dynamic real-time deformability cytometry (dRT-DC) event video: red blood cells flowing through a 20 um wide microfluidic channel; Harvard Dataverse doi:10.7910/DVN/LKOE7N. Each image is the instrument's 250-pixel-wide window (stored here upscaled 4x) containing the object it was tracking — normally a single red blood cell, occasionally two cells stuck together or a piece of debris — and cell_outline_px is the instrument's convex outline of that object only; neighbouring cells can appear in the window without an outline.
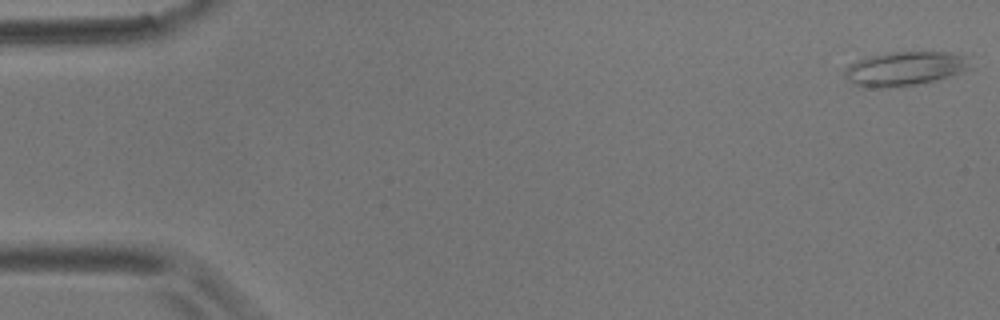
{"species": "common noctule bat (a hibernating species)", "species_latin": "Nyctalus noctula", "temperature_condition": "room temperature", "stored_images_in_passage": 6, "camera_frame_rate_fps": 3000, "um_per_image_px": 0.085, "animal": {"sex": "male", "body_mass_g": 17.9}, "frame": {"image": 1, "passage_image": 1, "time_ms": 0.0, "image_size_px": [1000, 320], "cell_outline_px": [[976, 68], [964, 72], [936, 80], [900, 88], [864, 88], [848, 80], [844, 72], [844, 68], [848, 64], [856, 60], [868, 56], [888, 52], [952, 52], [972, 56]], "centroid_in_image_um": [77.02, 5.83], "position_along_channel_um": 8.0, "area_um2": 26.13}}
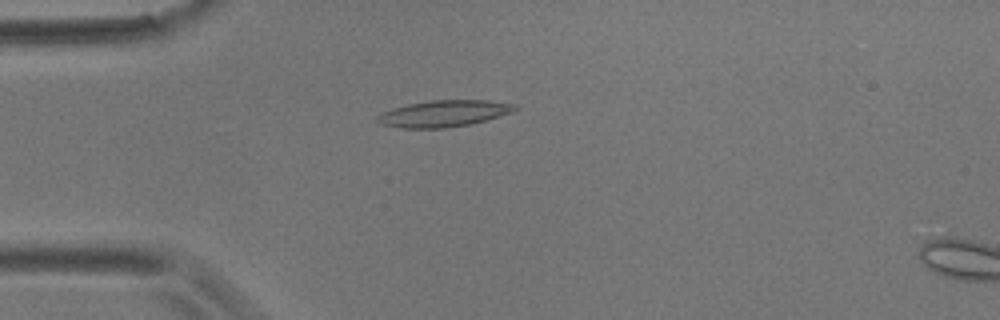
{"frame": {"image": 2, "passage_image": 5, "time_ms": 4.667, "image_size_px": [1000, 320], "cell_outline_px": [[520, 108], [512, 112], [500, 116], [468, 124], [444, 128], [400, 128], [384, 124], [376, 120], [376, 116], [392, 108], [408, 104], [432, 100], [488, 100], [516, 104]], "centroid_in_image_um": [37.75, 9.64], "position_along_channel_um": 47.2, "area_um2": 21.1}}